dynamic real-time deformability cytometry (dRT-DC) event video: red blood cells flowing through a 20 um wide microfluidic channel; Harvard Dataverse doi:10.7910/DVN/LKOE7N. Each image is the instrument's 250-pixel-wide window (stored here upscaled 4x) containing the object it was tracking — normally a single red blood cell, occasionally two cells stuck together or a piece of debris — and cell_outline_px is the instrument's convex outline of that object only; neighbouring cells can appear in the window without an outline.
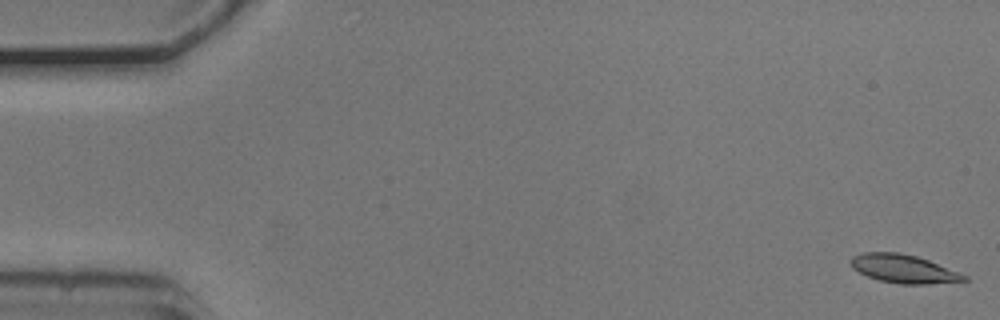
{"species": "common noctule bat (a hibernating species)", "species_latin": "Nyctalus noctula", "temperature_condition": "cold", "stored_images_in_passage": 11, "camera_frame_rate_fps": 3000, "um_per_image_px": 0.085, "animal": {"sex": "male", "body_mass_g": 20.5, "forearm_length_mm": 52.5}, "frame": {"image": 1, "passage_image": 1, "time_ms": 0.0, "image_size_px": [1000, 320], "cell_outline_px": [[968, 280], [928, 284], [900, 284], [880, 280], [868, 276], [852, 268], [848, 264], [848, 260], [852, 256], [864, 252], [900, 252], [916, 256], [928, 260], [960, 272], [968, 276]], "centroid_in_image_um": [76.78, 22.84], "position_along_channel_um": 8.2, "area_um2": 18.84}}